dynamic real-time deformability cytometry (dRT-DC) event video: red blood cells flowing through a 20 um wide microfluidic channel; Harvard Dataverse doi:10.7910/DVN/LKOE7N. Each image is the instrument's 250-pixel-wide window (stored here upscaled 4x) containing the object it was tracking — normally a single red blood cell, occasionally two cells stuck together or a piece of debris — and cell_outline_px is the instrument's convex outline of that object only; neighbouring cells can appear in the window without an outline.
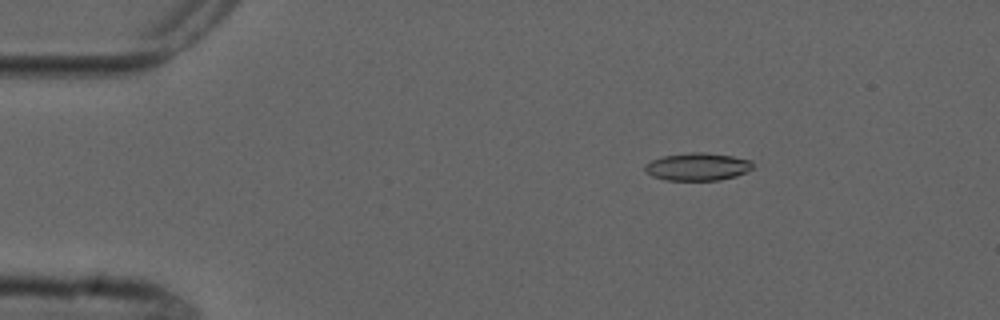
{"species": "common noctule bat (a hibernating species)", "species_latin": "Nyctalus noctula", "temperature_condition": "cold", "stored_images_in_passage": 3, "camera_frame_rate_fps": 3000, "um_per_image_px": 0.085, "animal": {"sex": "male", "forearm_length_mm": 52.5}, "frame": {"image": 1, "passage_image": 2, "time_ms": 1.0, "image_size_px": [1000, 320], "cell_outline_px": [[752, 168], [736, 176], [720, 180], [664, 180], [652, 176], [644, 168], [644, 164], [652, 160], [664, 156], [688, 152], [704, 152], [732, 156], [752, 160]], "centroid_in_image_um": [59.28, 14.17], "position_along_channel_um": 25.7, "area_um2": 17.34}}